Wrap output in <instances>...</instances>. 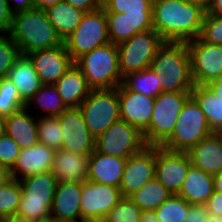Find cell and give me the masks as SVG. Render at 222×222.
Masks as SVG:
<instances>
[{"instance_id": "1", "label": "cell", "mask_w": 222, "mask_h": 222, "mask_svg": "<svg viewBox=\"0 0 222 222\" xmlns=\"http://www.w3.org/2000/svg\"><path fill=\"white\" fill-rule=\"evenodd\" d=\"M205 13L188 0H153V30L165 42H188L199 37Z\"/></svg>"}, {"instance_id": "2", "label": "cell", "mask_w": 222, "mask_h": 222, "mask_svg": "<svg viewBox=\"0 0 222 222\" xmlns=\"http://www.w3.org/2000/svg\"><path fill=\"white\" fill-rule=\"evenodd\" d=\"M8 36L18 46L21 55L64 43L49 21L46 10L36 8L13 14Z\"/></svg>"}, {"instance_id": "3", "label": "cell", "mask_w": 222, "mask_h": 222, "mask_svg": "<svg viewBox=\"0 0 222 222\" xmlns=\"http://www.w3.org/2000/svg\"><path fill=\"white\" fill-rule=\"evenodd\" d=\"M150 68L161 75L162 92H191L194 86L186 42H164Z\"/></svg>"}, {"instance_id": "4", "label": "cell", "mask_w": 222, "mask_h": 222, "mask_svg": "<svg viewBox=\"0 0 222 222\" xmlns=\"http://www.w3.org/2000/svg\"><path fill=\"white\" fill-rule=\"evenodd\" d=\"M74 63L83 72L92 90L114 89L123 83L116 44L110 42L97 47Z\"/></svg>"}, {"instance_id": "5", "label": "cell", "mask_w": 222, "mask_h": 222, "mask_svg": "<svg viewBox=\"0 0 222 222\" xmlns=\"http://www.w3.org/2000/svg\"><path fill=\"white\" fill-rule=\"evenodd\" d=\"M22 190L17 214L34 221L51 217L58 181L51 171L19 179Z\"/></svg>"}, {"instance_id": "6", "label": "cell", "mask_w": 222, "mask_h": 222, "mask_svg": "<svg viewBox=\"0 0 222 222\" xmlns=\"http://www.w3.org/2000/svg\"><path fill=\"white\" fill-rule=\"evenodd\" d=\"M212 133L205 114L197 102L190 97L183 105L170 137L161 147L170 151L188 152Z\"/></svg>"}, {"instance_id": "7", "label": "cell", "mask_w": 222, "mask_h": 222, "mask_svg": "<svg viewBox=\"0 0 222 222\" xmlns=\"http://www.w3.org/2000/svg\"><path fill=\"white\" fill-rule=\"evenodd\" d=\"M191 92H161L154 101L149 127L142 133L147 146H161L171 135Z\"/></svg>"}, {"instance_id": "8", "label": "cell", "mask_w": 222, "mask_h": 222, "mask_svg": "<svg viewBox=\"0 0 222 222\" xmlns=\"http://www.w3.org/2000/svg\"><path fill=\"white\" fill-rule=\"evenodd\" d=\"M164 42L152 29L136 33L130 39L119 43L117 48L121 76L124 78L130 72L150 68L152 60Z\"/></svg>"}, {"instance_id": "9", "label": "cell", "mask_w": 222, "mask_h": 222, "mask_svg": "<svg viewBox=\"0 0 222 222\" xmlns=\"http://www.w3.org/2000/svg\"><path fill=\"white\" fill-rule=\"evenodd\" d=\"M85 124L96 139L114 122L120 120L117 88L91 90L80 104Z\"/></svg>"}, {"instance_id": "10", "label": "cell", "mask_w": 222, "mask_h": 222, "mask_svg": "<svg viewBox=\"0 0 222 222\" xmlns=\"http://www.w3.org/2000/svg\"><path fill=\"white\" fill-rule=\"evenodd\" d=\"M110 43L105 10L85 13L75 31L64 41L67 52L75 62L93 49Z\"/></svg>"}, {"instance_id": "11", "label": "cell", "mask_w": 222, "mask_h": 222, "mask_svg": "<svg viewBox=\"0 0 222 222\" xmlns=\"http://www.w3.org/2000/svg\"><path fill=\"white\" fill-rule=\"evenodd\" d=\"M146 146L143 134L124 120H118L95 139V151L127 159Z\"/></svg>"}, {"instance_id": "12", "label": "cell", "mask_w": 222, "mask_h": 222, "mask_svg": "<svg viewBox=\"0 0 222 222\" xmlns=\"http://www.w3.org/2000/svg\"><path fill=\"white\" fill-rule=\"evenodd\" d=\"M194 85H207L222 77V45L202 41L186 42Z\"/></svg>"}, {"instance_id": "13", "label": "cell", "mask_w": 222, "mask_h": 222, "mask_svg": "<svg viewBox=\"0 0 222 222\" xmlns=\"http://www.w3.org/2000/svg\"><path fill=\"white\" fill-rule=\"evenodd\" d=\"M187 152L155 146V177L172 194H178L191 166Z\"/></svg>"}, {"instance_id": "14", "label": "cell", "mask_w": 222, "mask_h": 222, "mask_svg": "<svg viewBox=\"0 0 222 222\" xmlns=\"http://www.w3.org/2000/svg\"><path fill=\"white\" fill-rule=\"evenodd\" d=\"M63 131L62 150L90 155L95 150V138L85 124L79 108H68L58 116Z\"/></svg>"}, {"instance_id": "15", "label": "cell", "mask_w": 222, "mask_h": 222, "mask_svg": "<svg viewBox=\"0 0 222 222\" xmlns=\"http://www.w3.org/2000/svg\"><path fill=\"white\" fill-rule=\"evenodd\" d=\"M155 177V146H145L138 153L126 159L120 182L122 197H129L139 191Z\"/></svg>"}, {"instance_id": "16", "label": "cell", "mask_w": 222, "mask_h": 222, "mask_svg": "<svg viewBox=\"0 0 222 222\" xmlns=\"http://www.w3.org/2000/svg\"><path fill=\"white\" fill-rule=\"evenodd\" d=\"M121 198L119 187L85 180L80 200L82 219H103Z\"/></svg>"}, {"instance_id": "17", "label": "cell", "mask_w": 222, "mask_h": 222, "mask_svg": "<svg viewBox=\"0 0 222 222\" xmlns=\"http://www.w3.org/2000/svg\"><path fill=\"white\" fill-rule=\"evenodd\" d=\"M120 118L143 133L150 124L155 98L134 92L124 83L117 87Z\"/></svg>"}, {"instance_id": "18", "label": "cell", "mask_w": 222, "mask_h": 222, "mask_svg": "<svg viewBox=\"0 0 222 222\" xmlns=\"http://www.w3.org/2000/svg\"><path fill=\"white\" fill-rule=\"evenodd\" d=\"M27 56L33 63L41 84H55L74 64L64 43L51 49L31 52Z\"/></svg>"}, {"instance_id": "19", "label": "cell", "mask_w": 222, "mask_h": 222, "mask_svg": "<svg viewBox=\"0 0 222 222\" xmlns=\"http://www.w3.org/2000/svg\"><path fill=\"white\" fill-rule=\"evenodd\" d=\"M110 42L118 45L136 33L153 29L152 11L105 12Z\"/></svg>"}, {"instance_id": "20", "label": "cell", "mask_w": 222, "mask_h": 222, "mask_svg": "<svg viewBox=\"0 0 222 222\" xmlns=\"http://www.w3.org/2000/svg\"><path fill=\"white\" fill-rule=\"evenodd\" d=\"M55 150L38 143L31 148L21 149L20 154L11 169L12 178L24 177L51 170Z\"/></svg>"}, {"instance_id": "21", "label": "cell", "mask_w": 222, "mask_h": 222, "mask_svg": "<svg viewBox=\"0 0 222 222\" xmlns=\"http://www.w3.org/2000/svg\"><path fill=\"white\" fill-rule=\"evenodd\" d=\"M187 153L193 166L211 175L219 173L222 171V133L213 132Z\"/></svg>"}, {"instance_id": "22", "label": "cell", "mask_w": 222, "mask_h": 222, "mask_svg": "<svg viewBox=\"0 0 222 222\" xmlns=\"http://www.w3.org/2000/svg\"><path fill=\"white\" fill-rule=\"evenodd\" d=\"M126 159L105 155L95 150L88 159L87 180L120 187Z\"/></svg>"}, {"instance_id": "23", "label": "cell", "mask_w": 222, "mask_h": 222, "mask_svg": "<svg viewBox=\"0 0 222 222\" xmlns=\"http://www.w3.org/2000/svg\"><path fill=\"white\" fill-rule=\"evenodd\" d=\"M81 197L82 182H58L51 206V217L56 220L82 219Z\"/></svg>"}, {"instance_id": "24", "label": "cell", "mask_w": 222, "mask_h": 222, "mask_svg": "<svg viewBox=\"0 0 222 222\" xmlns=\"http://www.w3.org/2000/svg\"><path fill=\"white\" fill-rule=\"evenodd\" d=\"M90 155L55 150L51 172L58 182H84L87 180Z\"/></svg>"}, {"instance_id": "25", "label": "cell", "mask_w": 222, "mask_h": 222, "mask_svg": "<svg viewBox=\"0 0 222 222\" xmlns=\"http://www.w3.org/2000/svg\"><path fill=\"white\" fill-rule=\"evenodd\" d=\"M54 85L68 108H79L92 90L83 72L75 63Z\"/></svg>"}, {"instance_id": "26", "label": "cell", "mask_w": 222, "mask_h": 222, "mask_svg": "<svg viewBox=\"0 0 222 222\" xmlns=\"http://www.w3.org/2000/svg\"><path fill=\"white\" fill-rule=\"evenodd\" d=\"M26 107L12 113L6 118V134H8L20 149L31 148L39 143L37 120L30 115Z\"/></svg>"}, {"instance_id": "27", "label": "cell", "mask_w": 222, "mask_h": 222, "mask_svg": "<svg viewBox=\"0 0 222 222\" xmlns=\"http://www.w3.org/2000/svg\"><path fill=\"white\" fill-rule=\"evenodd\" d=\"M213 192V175L191 165L177 195L191 205H205Z\"/></svg>"}, {"instance_id": "28", "label": "cell", "mask_w": 222, "mask_h": 222, "mask_svg": "<svg viewBox=\"0 0 222 222\" xmlns=\"http://www.w3.org/2000/svg\"><path fill=\"white\" fill-rule=\"evenodd\" d=\"M7 78L12 81L20 98L25 103L32 98L42 85L33 63L27 55H20L16 59Z\"/></svg>"}, {"instance_id": "29", "label": "cell", "mask_w": 222, "mask_h": 222, "mask_svg": "<svg viewBox=\"0 0 222 222\" xmlns=\"http://www.w3.org/2000/svg\"><path fill=\"white\" fill-rule=\"evenodd\" d=\"M46 13L63 42L75 31L85 14L65 1H59L49 7Z\"/></svg>"}, {"instance_id": "30", "label": "cell", "mask_w": 222, "mask_h": 222, "mask_svg": "<svg viewBox=\"0 0 222 222\" xmlns=\"http://www.w3.org/2000/svg\"><path fill=\"white\" fill-rule=\"evenodd\" d=\"M191 97L197 102L213 132L222 133V98L206 85H194Z\"/></svg>"}, {"instance_id": "31", "label": "cell", "mask_w": 222, "mask_h": 222, "mask_svg": "<svg viewBox=\"0 0 222 222\" xmlns=\"http://www.w3.org/2000/svg\"><path fill=\"white\" fill-rule=\"evenodd\" d=\"M171 195L172 193L156 177H153L129 198L142 211H154Z\"/></svg>"}, {"instance_id": "32", "label": "cell", "mask_w": 222, "mask_h": 222, "mask_svg": "<svg viewBox=\"0 0 222 222\" xmlns=\"http://www.w3.org/2000/svg\"><path fill=\"white\" fill-rule=\"evenodd\" d=\"M123 83L132 91L155 98L163 88L161 75L155 74L151 68L130 72L123 79Z\"/></svg>"}, {"instance_id": "33", "label": "cell", "mask_w": 222, "mask_h": 222, "mask_svg": "<svg viewBox=\"0 0 222 222\" xmlns=\"http://www.w3.org/2000/svg\"><path fill=\"white\" fill-rule=\"evenodd\" d=\"M33 104L44 112V115L40 116H59L68 109L54 84H42L39 90L26 103L25 107L30 109Z\"/></svg>"}, {"instance_id": "34", "label": "cell", "mask_w": 222, "mask_h": 222, "mask_svg": "<svg viewBox=\"0 0 222 222\" xmlns=\"http://www.w3.org/2000/svg\"><path fill=\"white\" fill-rule=\"evenodd\" d=\"M39 143L54 150L62 148L63 131L58 116H41L37 119Z\"/></svg>"}, {"instance_id": "35", "label": "cell", "mask_w": 222, "mask_h": 222, "mask_svg": "<svg viewBox=\"0 0 222 222\" xmlns=\"http://www.w3.org/2000/svg\"><path fill=\"white\" fill-rule=\"evenodd\" d=\"M190 206L184 198L172 194L154 211L160 222H185Z\"/></svg>"}, {"instance_id": "36", "label": "cell", "mask_w": 222, "mask_h": 222, "mask_svg": "<svg viewBox=\"0 0 222 222\" xmlns=\"http://www.w3.org/2000/svg\"><path fill=\"white\" fill-rule=\"evenodd\" d=\"M22 190L19 180L12 178L0 186V218L17 214L21 200Z\"/></svg>"}, {"instance_id": "37", "label": "cell", "mask_w": 222, "mask_h": 222, "mask_svg": "<svg viewBox=\"0 0 222 222\" xmlns=\"http://www.w3.org/2000/svg\"><path fill=\"white\" fill-rule=\"evenodd\" d=\"M25 105L12 81L7 77L0 78V116H10Z\"/></svg>"}, {"instance_id": "38", "label": "cell", "mask_w": 222, "mask_h": 222, "mask_svg": "<svg viewBox=\"0 0 222 222\" xmlns=\"http://www.w3.org/2000/svg\"><path fill=\"white\" fill-rule=\"evenodd\" d=\"M142 210L129 198L122 197L105 215L104 222H140Z\"/></svg>"}, {"instance_id": "39", "label": "cell", "mask_w": 222, "mask_h": 222, "mask_svg": "<svg viewBox=\"0 0 222 222\" xmlns=\"http://www.w3.org/2000/svg\"><path fill=\"white\" fill-rule=\"evenodd\" d=\"M153 0H102L105 12L127 13L152 11Z\"/></svg>"}, {"instance_id": "40", "label": "cell", "mask_w": 222, "mask_h": 222, "mask_svg": "<svg viewBox=\"0 0 222 222\" xmlns=\"http://www.w3.org/2000/svg\"><path fill=\"white\" fill-rule=\"evenodd\" d=\"M18 46L8 36H0V78L7 77L9 70L20 56Z\"/></svg>"}, {"instance_id": "41", "label": "cell", "mask_w": 222, "mask_h": 222, "mask_svg": "<svg viewBox=\"0 0 222 222\" xmlns=\"http://www.w3.org/2000/svg\"><path fill=\"white\" fill-rule=\"evenodd\" d=\"M199 38L211 44L222 45V16L205 13Z\"/></svg>"}, {"instance_id": "42", "label": "cell", "mask_w": 222, "mask_h": 222, "mask_svg": "<svg viewBox=\"0 0 222 222\" xmlns=\"http://www.w3.org/2000/svg\"><path fill=\"white\" fill-rule=\"evenodd\" d=\"M20 150V146L5 133L0 137V164L11 170L20 154Z\"/></svg>"}, {"instance_id": "43", "label": "cell", "mask_w": 222, "mask_h": 222, "mask_svg": "<svg viewBox=\"0 0 222 222\" xmlns=\"http://www.w3.org/2000/svg\"><path fill=\"white\" fill-rule=\"evenodd\" d=\"M12 16L7 0H0V36L9 34Z\"/></svg>"}, {"instance_id": "44", "label": "cell", "mask_w": 222, "mask_h": 222, "mask_svg": "<svg viewBox=\"0 0 222 222\" xmlns=\"http://www.w3.org/2000/svg\"><path fill=\"white\" fill-rule=\"evenodd\" d=\"M210 213L205 205H191L186 215L185 222H208Z\"/></svg>"}, {"instance_id": "45", "label": "cell", "mask_w": 222, "mask_h": 222, "mask_svg": "<svg viewBox=\"0 0 222 222\" xmlns=\"http://www.w3.org/2000/svg\"><path fill=\"white\" fill-rule=\"evenodd\" d=\"M76 9L82 10L85 13L92 12L98 10L102 7L101 0H62Z\"/></svg>"}, {"instance_id": "46", "label": "cell", "mask_w": 222, "mask_h": 222, "mask_svg": "<svg viewBox=\"0 0 222 222\" xmlns=\"http://www.w3.org/2000/svg\"><path fill=\"white\" fill-rule=\"evenodd\" d=\"M210 216L222 217V193L214 191L205 204Z\"/></svg>"}, {"instance_id": "47", "label": "cell", "mask_w": 222, "mask_h": 222, "mask_svg": "<svg viewBox=\"0 0 222 222\" xmlns=\"http://www.w3.org/2000/svg\"><path fill=\"white\" fill-rule=\"evenodd\" d=\"M7 2L10 8V11L13 14L17 12H21V11L31 10L34 8V4L32 0H7Z\"/></svg>"}, {"instance_id": "48", "label": "cell", "mask_w": 222, "mask_h": 222, "mask_svg": "<svg viewBox=\"0 0 222 222\" xmlns=\"http://www.w3.org/2000/svg\"><path fill=\"white\" fill-rule=\"evenodd\" d=\"M206 14L222 16V0H212Z\"/></svg>"}, {"instance_id": "49", "label": "cell", "mask_w": 222, "mask_h": 222, "mask_svg": "<svg viewBox=\"0 0 222 222\" xmlns=\"http://www.w3.org/2000/svg\"><path fill=\"white\" fill-rule=\"evenodd\" d=\"M34 4V8L40 10H47L49 7L55 5L59 1L62 0H32Z\"/></svg>"}, {"instance_id": "50", "label": "cell", "mask_w": 222, "mask_h": 222, "mask_svg": "<svg viewBox=\"0 0 222 222\" xmlns=\"http://www.w3.org/2000/svg\"><path fill=\"white\" fill-rule=\"evenodd\" d=\"M213 94L222 98V77L206 85Z\"/></svg>"}, {"instance_id": "51", "label": "cell", "mask_w": 222, "mask_h": 222, "mask_svg": "<svg viewBox=\"0 0 222 222\" xmlns=\"http://www.w3.org/2000/svg\"><path fill=\"white\" fill-rule=\"evenodd\" d=\"M12 179L11 170L0 164V186L6 184Z\"/></svg>"}, {"instance_id": "52", "label": "cell", "mask_w": 222, "mask_h": 222, "mask_svg": "<svg viewBox=\"0 0 222 222\" xmlns=\"http://www.w3.org/2000/svg\"><path fill=\"white\" fill-rule=\"evenodd\" d=\"M140 222H160L157 217L155 211H142Z\"/></svg>"}, {"instance_id": "53", "label": "cell", "mask_w": 222, "mask_h": 222, "mask_svg": "<svg viewBox=\"0 0 222 222\" xmlns=\"http://www.w3.org/2000/svg\"><path fill=\"white\" fill-rule=\"evenodd\" d=\"M1 222H35V221L32 219H28L26 217L20 216L18 214H15L13 216H9V217L1 219Z\"/></svg>"}, {"instance_id": "54", "label": "cell", "mask_w": 222, "mask_h": 222, "mask_svg": "<svg viewBox=\"0 0 222 222\" xmlns=\"http://www.w3.org/2000/svg\"><path fill=\"white\" fill-rule=\"evenodd\" d=\"M214 191L222 193V171L213 175Z\"/></svg>"}, {"instance_id": "55", "label": "cell", "mask_w": 222, "mask_h": 222, "mask_svg": "<svg viewBox=\"0 0 222 222\" xmlns=\"http://www.w3.org/2000/svg\"><path fill=\"white\" fill-rule=\"evenodd\" d=\"M189 2L200 6L203 10L207 11L212 3V0H188Z\"/></svg>"}, {"instance_id": "56", "label": "cell", "mask_w": 222, "mask_h": 222, "mask_svg": "<svg viewBox=\"0 0 222 222\" xmlns=\"http://www.w3.org/2000/svg\"><path fill=\"white\" fill-rule=\"evenodd\" d=\"M6 118L4 116H0V137L6 133Z\"/></svg>"}, {"instance_id": "57", "label": "cell", "mask_w": 222, "mask_h": 222, "mask_svg": "<svg viewBox=\"0 0 222 222\" xmlns=\"http://www.w3.org/2000/svg\"><path fill=\"white\" fill-rule=\"evenodd\" d=\"M208 222H222V217L210 216V220Z\"/></svg>"}, {"instance_id": "58", "label": "cell", "mask_w": 222, "mask_h": 222, "mask_svg": "<svg viewBox=\"0 0 222 222\" xmlns=\"http://www.w3.org/2000/svg\"><path fill=\"white\" fill-rule=\"evenodd\" d=\"M35 222H57V220L53 217H49V218H46V219H43V220H37Z\"/></svg>"}, {"instance_id": "59", "label": "cell", "mask_w": 222, "mask_h": 222, "mask_svg": "<svg viewBox=\"0 0 222 222\" xmlns=\"http://www.w3.org/2000/svg\"><path fill=\"white\" fill-rule=\"evenodd\" d=\"M82 222H104L103 219H82Z\"/></svg>"}, {"instance_id": "60", "label": "cell", "mask_w": 222, "mask_h": 222, "mask_svg": "<svg viewBox=\"0 0 222 222\" xmlns=\"http://www.w3.org/2000/svg\"><path fill=\"white\" fill-rule=\"evenodd\" d=\"M57 222H82V219H76V220L65 219V220H57Z\"/></svg>"}]
</instances>
